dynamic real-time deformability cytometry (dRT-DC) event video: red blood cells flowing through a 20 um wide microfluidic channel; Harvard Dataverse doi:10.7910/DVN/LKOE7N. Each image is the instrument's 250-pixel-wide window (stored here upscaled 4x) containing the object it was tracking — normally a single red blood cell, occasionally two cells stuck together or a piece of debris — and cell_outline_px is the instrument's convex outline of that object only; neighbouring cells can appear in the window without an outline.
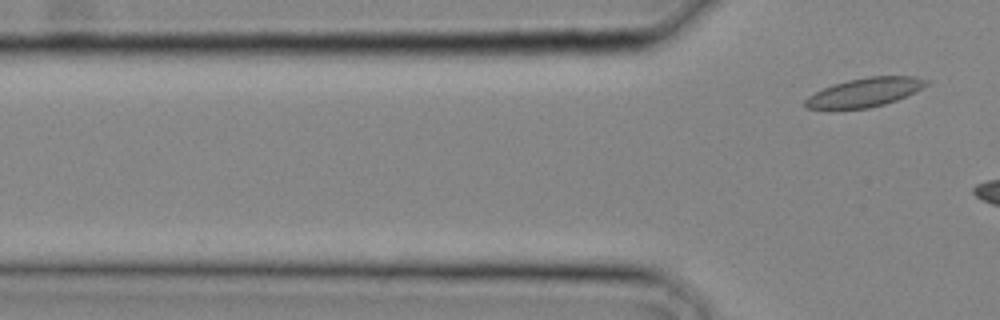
{"species": "common noctule bat (a hibernating species)", "species_latin": "Nyctalus noctula", "temperature_condition": "cold", "stored_images_in_passage": 3, "camera_frame_rate_fps": 3000, "um_per_image_px": 0.085, "animal": {"sex": "male", "body_mass_g": 20.4}, "frame": {"image": 1, "passage_image": 3, "time_ms": 0.667, "image_size_px": [1000, 320], "cell_outline_px": [[928, 84], [896, 100], [884, 104], [868, 108], [832, 112], [808, 108], [804, 104], [804, 100], [808, 96], [832, 84], [848, 80], [868, 76], [916, 76], [928, 80]], "centroid_in_image_um": [73.4, 7.89], "position_along_channel_um": 52.4, "area_um2": 20.81}}